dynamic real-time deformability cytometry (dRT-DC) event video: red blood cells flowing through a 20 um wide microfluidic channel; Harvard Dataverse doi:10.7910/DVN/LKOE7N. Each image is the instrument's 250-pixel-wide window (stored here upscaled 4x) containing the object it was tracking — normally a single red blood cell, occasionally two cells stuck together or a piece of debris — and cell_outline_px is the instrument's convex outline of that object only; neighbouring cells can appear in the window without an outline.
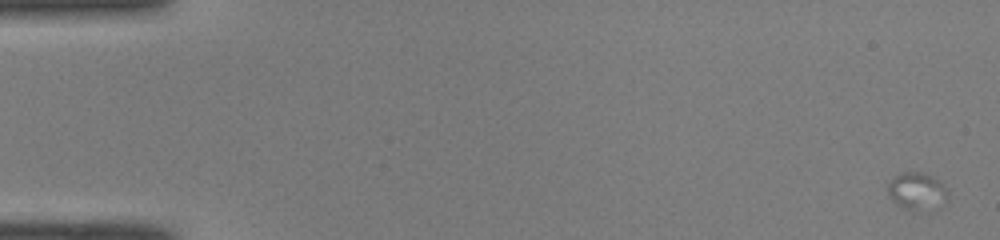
{"species": "common noctule bat (a hibernating species)", "species_latin": "Nyctalus noctula", "temperature_condition": "room temperature", "stored_images_in_passage": 13, "camera_frame_rate_fps": 3000, "um_per_image_px": 0.085, "animal": {"sex": "male", "body_mass_g": 19.0, "forearm_length_mm": 50.8}, "frame": {"image": 1, "passage_image": 1, "time_ms": 0.0, "image_size_px": [1000, 240], "cell_outline_px": [[948, 192], [944, 196], [912, 208], [908, 208], [896, 204], [888, 196], [888, 184], [896, 176], [904, 172], [920, 172], [932, 176]], "centroid_in_image_um": [77.74, 16.1], "position_along_channel_um": 7.3, "area_um2": 11.04}}